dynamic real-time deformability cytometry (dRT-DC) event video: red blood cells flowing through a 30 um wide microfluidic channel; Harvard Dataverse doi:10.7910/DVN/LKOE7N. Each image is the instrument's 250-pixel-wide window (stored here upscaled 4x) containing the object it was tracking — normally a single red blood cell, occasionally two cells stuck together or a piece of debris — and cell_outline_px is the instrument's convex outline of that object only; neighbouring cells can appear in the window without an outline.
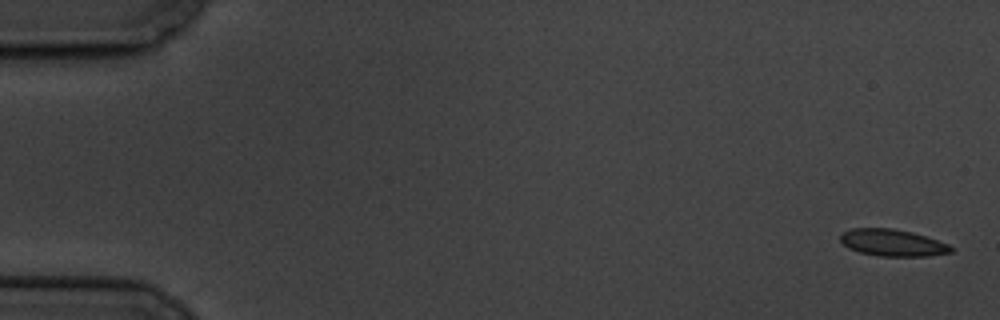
{"species": "common noctule bat (a hibernating species)", "species_latin": "Nyctalus noctula", "temperature_condition": "cold", "stored_images_in_passage": 5, "camera_frame_rate_fps": 3000, "um_per_image_px": 0.085, "animal": {"sex": "male", "body_mass_g": 19.5, "forearm_length_mm": 54.6}, "frame": {"image": 1, "passage_image": 1, "time_ms": 0.0, "image_size_px": [1000, 320], "cell_outline_px": [[952, 252], [928, 256], [880, 256], [860, 252], [848, 248], [840, 240], [840, 232], [852, 228], [892, 228], [912, 232], [948, 244], [952, 248]], "centroid_in_image_um": [75.82, 20.63], "position_along_channel_um": 9.2, "area_um2": 17.22}}
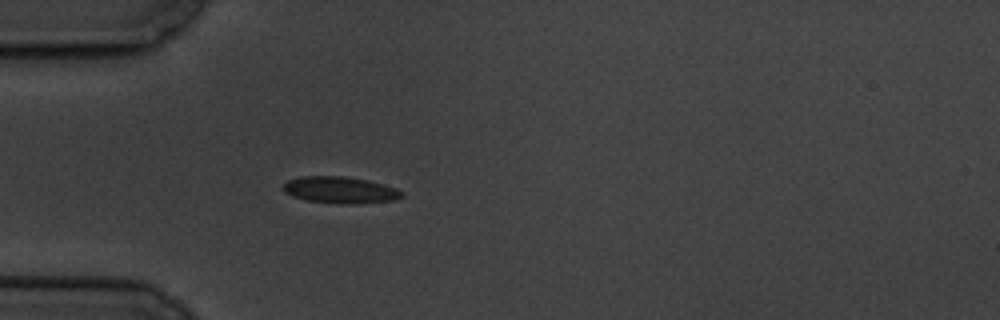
{"frame": {"image": 2, "passage_image": 5, "time_ms": 5.333, "image_size_px": [1000, 320], "cell_outline_px": [[404, 196], [396, 200], [352, 204], [344, 204], [308, 200], [292, 196], [284, 192], [280, 188], [288, 180], [300, 176], [344, 176], [368, 180], [396, 188], [404, 192]], "centroid_in_image_um": [28.91, 16.14], "position_along_channel_um": 56.1, "area_um2": 18.5}}